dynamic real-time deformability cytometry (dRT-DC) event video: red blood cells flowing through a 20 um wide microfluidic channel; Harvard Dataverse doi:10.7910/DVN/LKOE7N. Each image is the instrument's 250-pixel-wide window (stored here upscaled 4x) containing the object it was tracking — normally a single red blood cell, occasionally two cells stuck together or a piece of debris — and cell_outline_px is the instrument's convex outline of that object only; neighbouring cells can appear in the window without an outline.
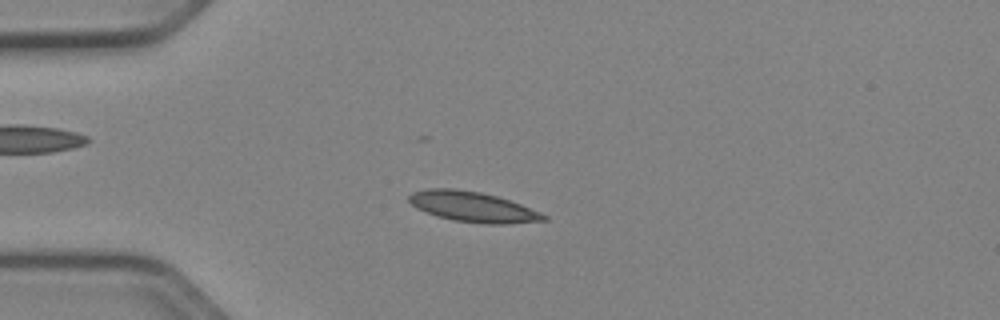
{"species": "Egyptian fruit bat (a non-hibernating species)", "species_latin": "Rousettus aegyptiacus", "temperature_condition": "cold", "stored_images_in_passage": 51, "camera_frame_rate_fps": 3000, "um_per_image_px": 0.085, "animal": {"sex": "female"}, "frame": {"image": 1, "passage_image": 13, "time_ms": 4.0, "image_size_px": [1000, 320], "cell_outline_px": [[548, 220], [508, 224], [484, 224], [452, 220], [436, 216], [416, 208], [408, 200], [408, 196], [412, 192], [428, 188], [456, 188], [480, 192], [496, 196], [520, 204], [540, 212], [548, 216]], "centroid_in_image_um": [40.17, 17.58], "position_along_channel_um": 44.8, "area_um2": 23.87}}
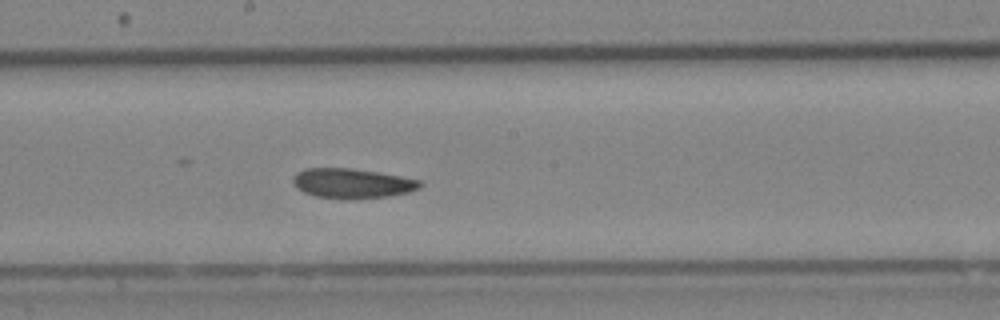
{"frame": {"image": 2, "passage_image": 28, "time_ms": 9.0, "image_size_px": [1000, 320], "cell_outline_px": [[424, 184], [420, 188], [408, 192], [388, 196], [316, 196], [304, 192], [296, 188], [292, 180], [296, 172], [304, 168], [352, 168], [400, 176], [420, 180]], "centroid_in_image_um": [29.92, 15.53], "position_along_channel_um": 218.3, "area_um2": 21.15}}
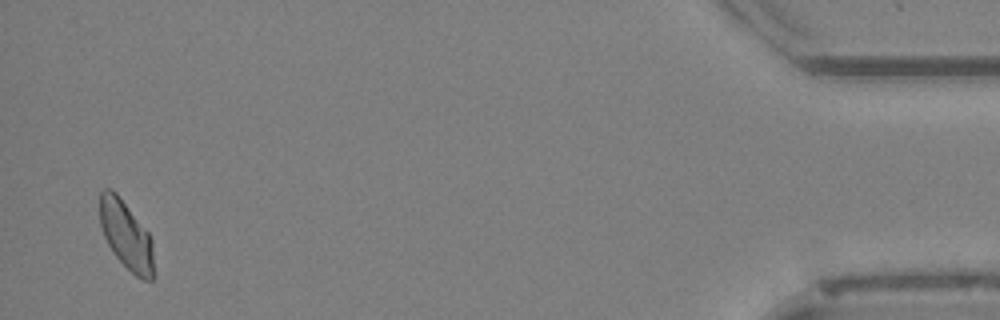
{"frame": {"image": 3, "passage_image": 50, "time_ms": 16.333, "image_size_px": [1000, 320], "cell_outline_px": [[152, 280], [144, 280], [136, 276], [112, 252], [104, 236], [100, 224], [100, 192], [104, 188], [112, 188], [116, 192], [148, 232], [152, 240]], "centroid_in_image_um": [10.69, 19.95], "position_along_channel_um": 424.5, "area_um2": 21.1}, "authors_computed_cell_mechanics": {"area_um2": 21.964, "velocity_mm_per_s": 3.9282, "shape_relaxation_time_tau1_ms": 7.2527, "shape_relaxation_time_tau2_ms": 8.969, "deformation_change_tau1": 0.1245, "deformation_change_tau2": 0.1441}}